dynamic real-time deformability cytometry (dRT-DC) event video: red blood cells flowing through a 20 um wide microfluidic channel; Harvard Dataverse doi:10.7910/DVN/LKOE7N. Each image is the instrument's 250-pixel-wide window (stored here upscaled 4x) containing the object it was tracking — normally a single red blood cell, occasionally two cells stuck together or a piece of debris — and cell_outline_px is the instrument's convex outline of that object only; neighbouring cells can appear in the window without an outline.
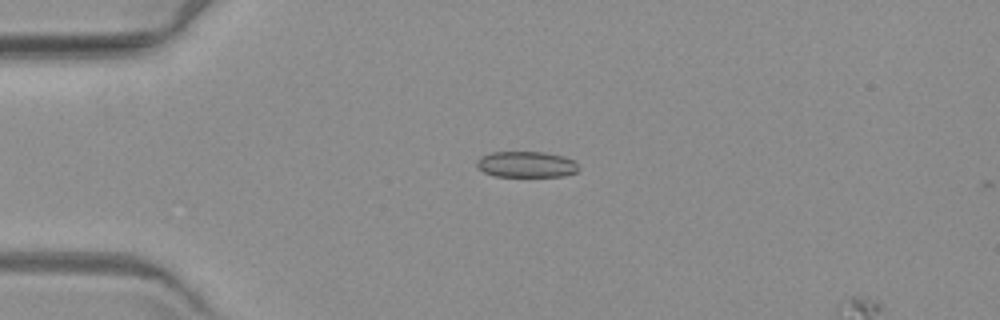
{"species": "common noctule bat (a hibernating species)", "species_latin": "Nyctalus noctula", "temperature_condition": "warm", "stored_images_in_passage": 3, "camera_frame_rate_fps": 3000, "um_per_image_px": 0.085, "animal": {"sex": "female", "body_mass_g": 19.3, "forearm_length_mm": 54.1}, "frame": {"image": 1, "passage_image": 2, "time_ms": 1.0, "image_size_px": [1000, 320], "cell_outline_px": [[580, 168], [576, 172], [560, 176], [496, 176], [484, 172], [476, 164], [476, 160], [492, 152], [544, 152], [564, 156], [572, 160]], "centroid_in_image_um": [44.75, 13.97], "position_along_channel_um": 40.3, "area_um2": 15.2}}